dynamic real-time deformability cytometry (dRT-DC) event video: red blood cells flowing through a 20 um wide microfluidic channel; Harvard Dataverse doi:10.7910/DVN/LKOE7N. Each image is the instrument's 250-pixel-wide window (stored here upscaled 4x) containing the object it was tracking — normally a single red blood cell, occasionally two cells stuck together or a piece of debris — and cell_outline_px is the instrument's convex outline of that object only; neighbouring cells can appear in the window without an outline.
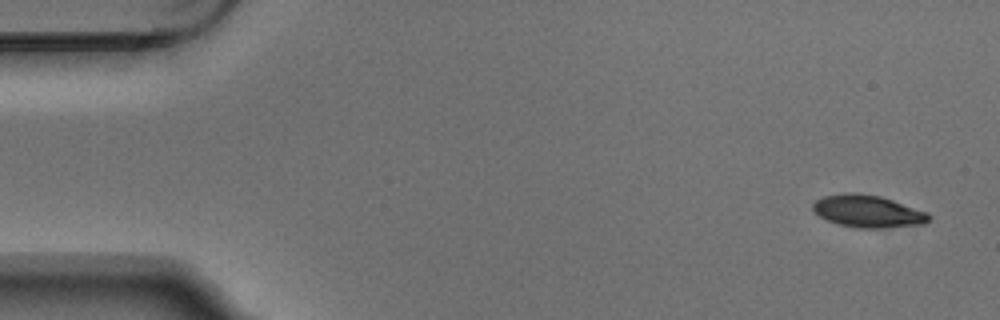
{"species": "Egyptian fruit bat (a non-hibernating species)", "species_latin": "Rousettus aegyptiacus", "temperature_condition": "warm", "stored_images_in_passage": 4, "camera_frame_rate_fps": 3000, "um_per_image_px": 0.085, "animal": {"sex": "male"}, "frame": {"image": 1, "passage_image": 1, "time_ms": 0.0, "image_size_px": [1000, 320], "cell_outline_px": [[932, 216], [924, 224], [876, 228], [856, 228], [840, 224], [828, 220], [820, 216], [812, 208], [812, 204], [816, 200], [824, 196], [844, 192], [852, 192], [880, 196], [928, 212]], "centroid_in_image_um": [73.77, 17.95], "position_along_channel_um": 11.2, "area_um2": 21.68}}